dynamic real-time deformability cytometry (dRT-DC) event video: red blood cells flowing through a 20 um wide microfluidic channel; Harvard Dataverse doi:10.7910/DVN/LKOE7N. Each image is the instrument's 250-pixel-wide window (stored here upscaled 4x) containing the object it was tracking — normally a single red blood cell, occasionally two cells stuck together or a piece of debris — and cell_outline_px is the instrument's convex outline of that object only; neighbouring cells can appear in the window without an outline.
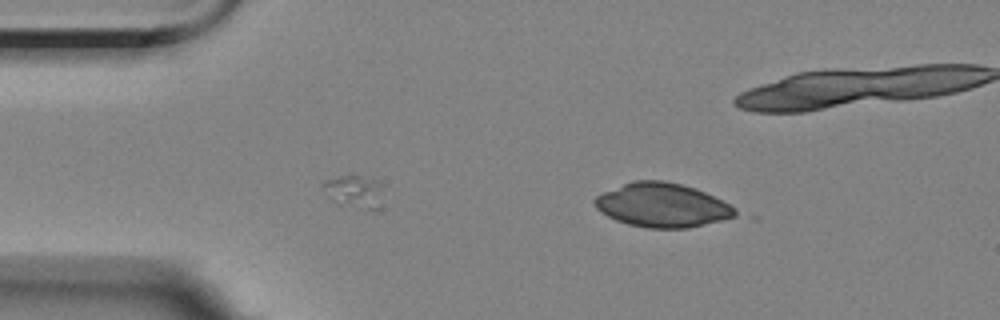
{"species": "Egyptian fruit bat (a non-hibernating species)", "species_latin": "Rousettus aegyptiacus", "temperature_condition": "room temperature", "stored_images_in_passage": 4, "segment_of_instrument_passage": [2, 2], "camera_frame_rate_fps": 3000, "um_per_image_px": 0.085, "animal": {"sex": "female"}, "frame": {"image": 1, "passage_image": 4, "time_ms": 4.333, "image_size_px": [1000, 320], "cell_outline_px": [[736, 216], [724, 220], [688, 228], [648, 228], [628, 224], [616, 220], [600, 212], [596, 208], [592, 200], [596, 196], [604, 192], [632, 180], [664, 180], [684, 184], [696, 188], [736, 208]], "centroid_in_image_um": [56.27, 17.43], "position_along_channel_um": 28.7, "area_um2": 36.07}}